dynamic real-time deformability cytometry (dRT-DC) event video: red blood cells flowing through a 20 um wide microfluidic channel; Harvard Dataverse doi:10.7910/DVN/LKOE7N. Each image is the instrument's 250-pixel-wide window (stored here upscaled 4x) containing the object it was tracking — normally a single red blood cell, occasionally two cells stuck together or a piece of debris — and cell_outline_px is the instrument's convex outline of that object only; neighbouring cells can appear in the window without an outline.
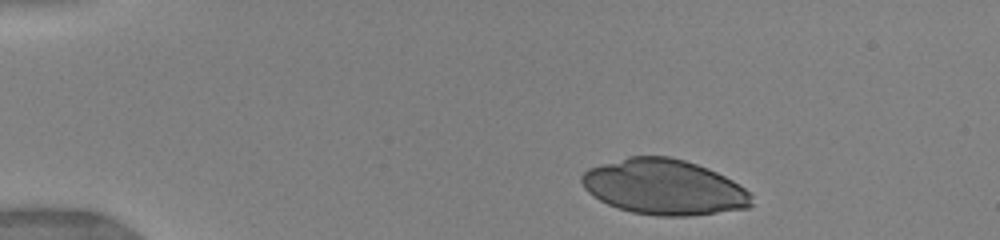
{"species": "human", "species_latin": "Homo sapiens", "temperature_condition": "warm", "stored_images_in_passage": 29, "camera_frame_rate_fps": 3000, "um_per_image_px": 0.085, "donor": {"sex": "female"}, "frame": {"image": 1, "passage_image": 1, "time_ms": 0.0, "image_size_px": [1000, 240], "cell_outline_px": [[752, 204], [748, 208], [692, 216], [656, 216], [632, 212], [608, 204], [600, 200], [588, 192], [584, 188], [580, 180], [580, 176], [588, 168], [628, 156], [668, 156], [684, 160], [708, 168], [732, 180], [744, 188], [752, 196]], "centroid_in_image_um": [56.43, 15.9], "position_along_channel_um": 28.6, "area_um2": 54.79}}